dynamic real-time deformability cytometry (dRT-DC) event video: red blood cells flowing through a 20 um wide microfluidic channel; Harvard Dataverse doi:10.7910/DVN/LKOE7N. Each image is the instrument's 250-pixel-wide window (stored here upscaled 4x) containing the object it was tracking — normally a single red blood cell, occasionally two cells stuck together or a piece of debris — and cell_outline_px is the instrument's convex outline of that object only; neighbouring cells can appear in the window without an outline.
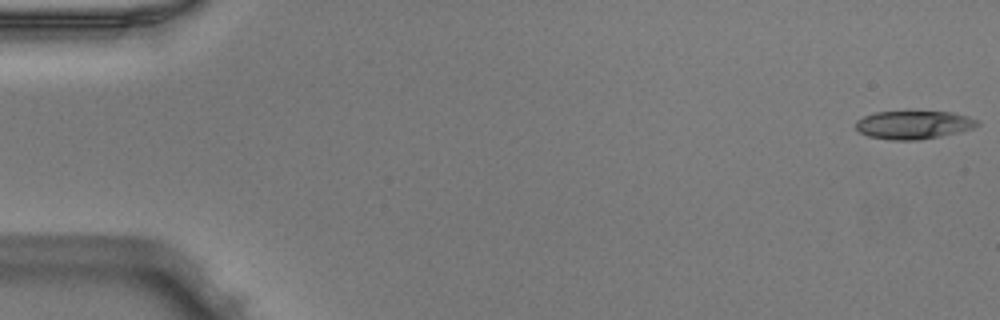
{"species": "Egyptian fruit bat (a non-hibernating species)", "species_latin": "Rousettus aegyptiacus", "temperature_condition": "warm", "stored_images_in_passage": 50, "camera_frame_rate_fps": 3000, "um_per_image_px": 0.085, "animal": {"sex": "male"}, "frame": {"image": 1, "passage_image": 1, "time_ms": 0.0, "image_size_px": [1000, 320], "cell_outline_px": [[980, 124], [972, 128], [960, 132], [920, 140], [892, 140], [868, 136], [860, 132], [856, 128], [856, 120], [872, 112], [952, 112], [968, 116], [980, 120]], "centroid_in_image_um": [77.67, 10.61], "position_along_channel_um": 7.3, "area_um2": 20.06}}
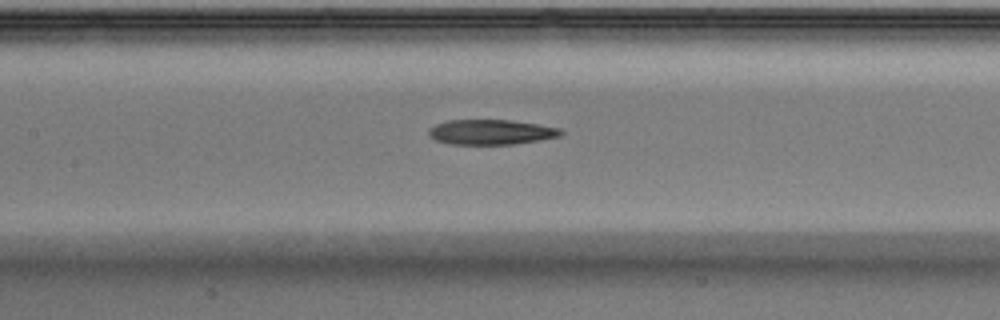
{"frame": {"image": 2, "passage_image": 24, "time_ms": 7.667, "image_size_px": [1000, 320], "cell_outline_px": [[564, 132], [560, 136], [540, 140], [512, 144], [448, 144], [436, 140], [428, 136], [428, 128], [436, 124], [448, 120], [512, 120], [560, 128]], "centroid_in_image_um": [41.71, 11.22], "position_along_channel_um": 165.7, "area_um2": 19.31}}
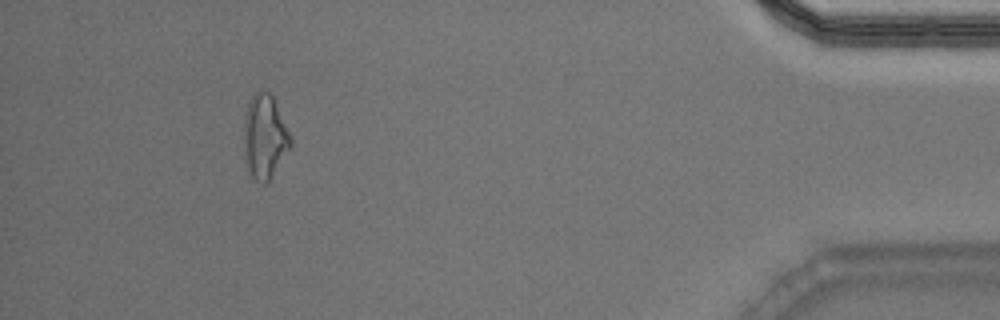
{"frame": {"image": 3, "passage_image": 47, "time_ms": 15.333, "image_size_px": [1000, 320], "cell_outline_px": [[292, 148], [268, 180], [264, 184], [256, 180], [248, 172], [244, 156], [244, 116], [248, 100], [256, 92], [268, 92], [272, 96], [292, 136]], "centroid_in_image_um": [22.5, 11.63], "position_along_channel_um": 412.7, "area_um2": 23.0}}